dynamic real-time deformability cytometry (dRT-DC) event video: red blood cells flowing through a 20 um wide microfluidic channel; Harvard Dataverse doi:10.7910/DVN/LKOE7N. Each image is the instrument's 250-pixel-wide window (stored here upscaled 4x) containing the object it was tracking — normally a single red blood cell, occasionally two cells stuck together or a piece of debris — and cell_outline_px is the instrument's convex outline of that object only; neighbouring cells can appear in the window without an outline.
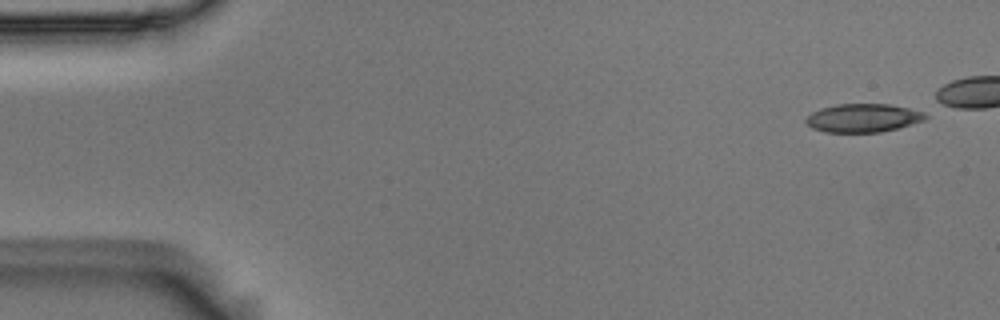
{"species": "Egyptian fruit bat (a non-hibernating species)", "species_latin": "Rousettus aegyptiacus", "temperature_condition": "room temperature", "stored_images_in_passage": 2, "segment_of_instrument_passage": [2, 2], "camera_frame_rate_fps": 3000, "um_per_image_px": 0.085, "animal": {"sex": "male"}, "frame": {"image": 1, "passage_image": 2, "time_ms": 0.333, "image_size_px": [1000, 320], "cell_outline_px": [[928, 116], [924, 120], [900, 128], [880, 132], [824, 132], [812, 128], [804, 120], [812, 112], [820, 108], [836, 104], [888, 104], [928, 108]], "centroid_in_image_um": [73.51, 10.0], "position_along_channel_um": 11.5, "area_um2": 20.52}}